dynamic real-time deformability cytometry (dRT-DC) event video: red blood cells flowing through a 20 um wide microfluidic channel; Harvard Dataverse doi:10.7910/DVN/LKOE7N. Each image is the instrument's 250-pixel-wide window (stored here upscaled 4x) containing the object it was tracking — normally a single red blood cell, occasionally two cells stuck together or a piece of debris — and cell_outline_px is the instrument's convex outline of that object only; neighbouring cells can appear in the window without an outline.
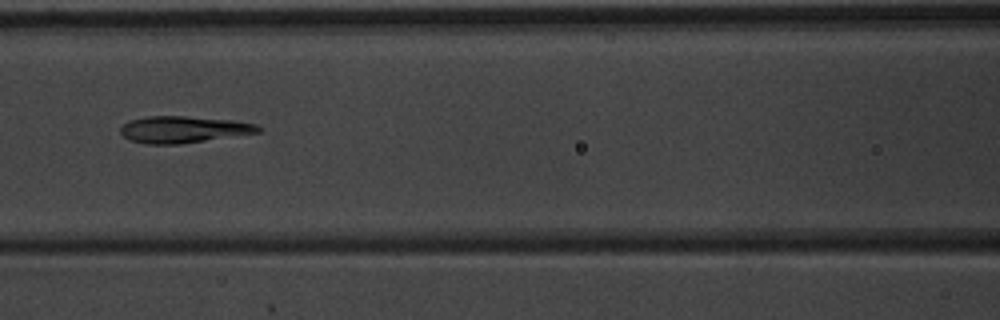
{"species": "common noctule bat (a hibernating species)", "species_latin": "Nyctalus noctula", "temperature_condition": "warm", "stored_images_in_passage": 10, "camera_frame_rate_fps": 3000, "um_per_image_px": 0.085, "animal": {"sex": "male", "body_mass_g": 20.1, "forearm_length_mm": 53.5}, "frame": {"image": 1, "passage_image": 7, "time_ms": 2.0, "image_size_px": [1000, 320], "cell_outline_px": [[264, 128], [260, 132], [180, 144], [144, 144], [128, 140], [120, 132], [120, 128], [128, 120], [148, 116], [184, 116], [232, 120], [256, 124]], "centroid_in_image_um": [15.57, 11.0], "position_along_channel_um": 151.0, "area_um2": 21.5}}
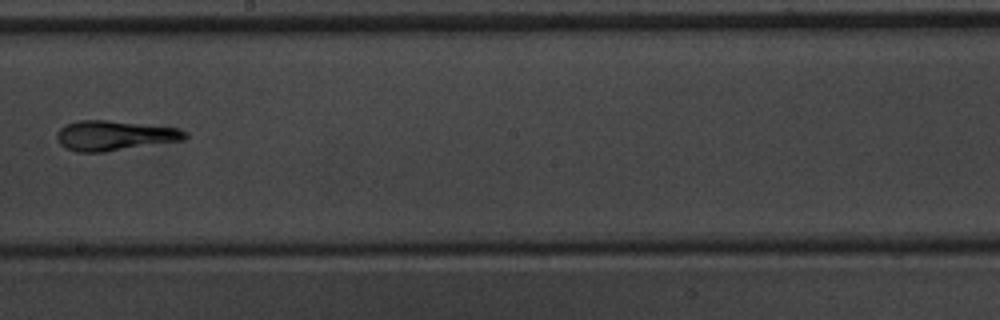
{"frame": {"image": 2, "passage_image": 9, "time_ms": 2.667, "image_size_px": [1000, 320], "cell_outline_px": [[188, 136], [184, 140], [104, 152], [76, 152], [60, 144], [56, 140], [56, 132], [64, 124], [76, 120], [108, 120], [180, 128], [188, 132]], "centroid_in_image_um": [9.72, 11.51], "position_along_channel_um": 238.5, "area_um2": 22.6}}
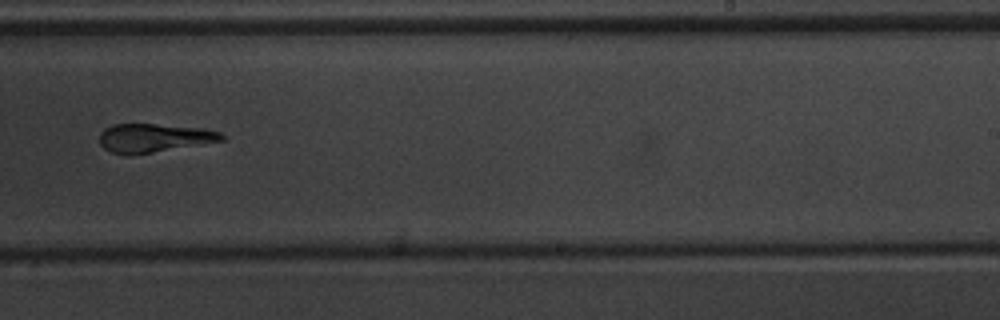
{"frame": {"image": 3, "passage_image": 10, "time_ms": 3.0, "image_size_px": [1000, 320], "cell_outline_px": [[224, 140], [152, 152], [112, 152], [104, 148], [100, 144], [100, 132], [104, 128], [112, 124], [156, 124], [204, 128], [220, 132], [224, 136]], "centroid_in_image_um": [13.1, 11.68], "position_along_channel_um": 275.9, "area_um2": 19.71}}